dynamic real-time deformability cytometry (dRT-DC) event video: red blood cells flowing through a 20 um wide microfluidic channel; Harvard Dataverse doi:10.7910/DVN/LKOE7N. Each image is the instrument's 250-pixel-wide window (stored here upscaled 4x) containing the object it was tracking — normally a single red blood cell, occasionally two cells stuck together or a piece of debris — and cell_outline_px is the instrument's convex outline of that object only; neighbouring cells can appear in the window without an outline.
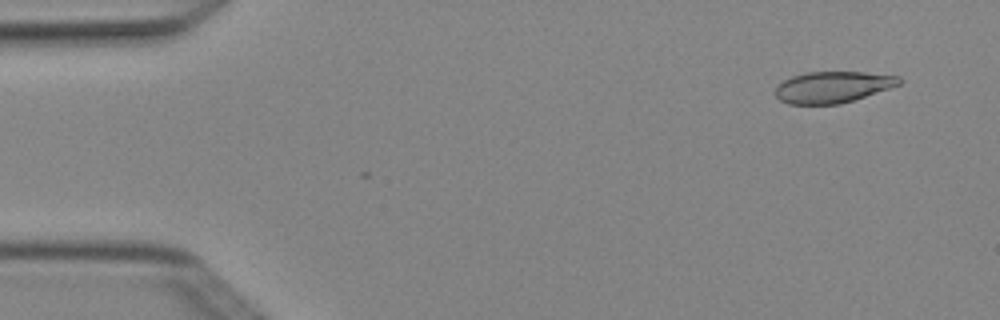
{"species": "Egyptian fruit bat (a non-hibernating species)", "species_latin": "Rousettus aegyptiacus", "temperature_condition": "cold", "stored_images_in_passage": 4, "camera_frame_rate_fps": 3000, "um_per_image_px": 0.085, "animal": {"sex": "female"}, "frame": {"image": 1, "passage_image": 1, "time_ms": 0.0, "image_size_px": [1000, 320], "cell_outline_px": [[904, 80], [900, 84], [840, 104], [788, 104], [780, 100], [772, 92], [784, 80], [792, 76], [808, 72], [864, 72], [900, 76]], "centroid_in_image_um": [70.76, 7.39], "position_along_channel_um": 14.2, "area_um2": 22.48}}
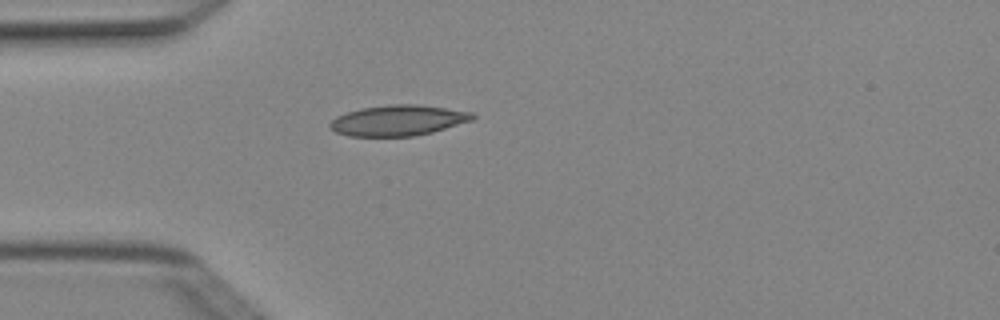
{"frame": {"image": 2, "passage_image": 4, "time_ms": 1.0, "image_size_px": [1000, 320], "cell_outline_px": [[476, 116], [472, 120], [432, 132], [416, 136], [348, 136], [336, 132], [328, 124], [336, 116], [360, 108], [388, 104], [416, 104], [472, 112]], "centroid_in_image_um": [33.82, 10.23], "position_along_channel_um": 51.2, "area_um2": 25.32}}